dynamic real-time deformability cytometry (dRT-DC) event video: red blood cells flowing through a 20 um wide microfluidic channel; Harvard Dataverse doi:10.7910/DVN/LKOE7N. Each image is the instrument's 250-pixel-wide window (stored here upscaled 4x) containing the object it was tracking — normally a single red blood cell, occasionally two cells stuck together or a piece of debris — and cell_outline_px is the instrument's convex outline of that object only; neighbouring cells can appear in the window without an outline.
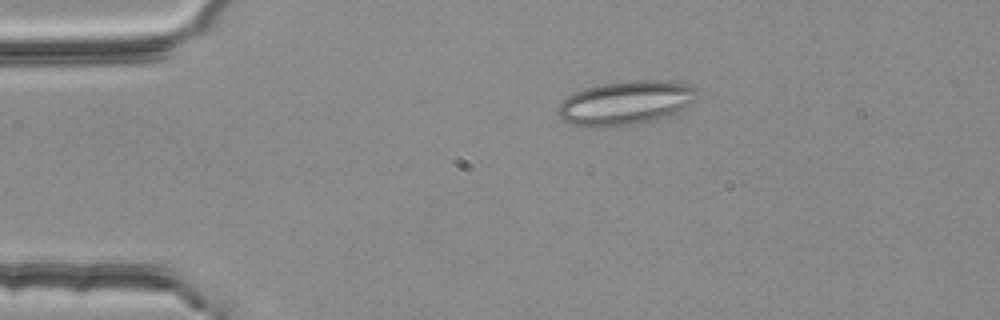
{"species": "common noctule bat (a hibernating species)", "species_latin": "Nyctalus noctula", "temperature_condition": "room temperature", "stored_images_in_passage": 44, "segment_of_instrument_passage": [1, 2], "camera_frame_rate_fps": 3000, "um_per_image_px": 0.085, "animal": {"sex": "female", "body_mass_g": 25.1}, "frame": {"image": 1, "passage_image": 1, "time_ms": 0.0, "image_size_px": [1000, 320], "cell_outline_px": [[700, 96], [696, 100], [668, 116], [632, 124], [596, 128], [584, 128], [572, 124], [564, 120], [556, 112], [560, 104], [568, 96], [584, 88], [600, 84], [632, 80], [668, 80], [684, 84], [696, 88], [700, 92]], "centroid_in_image_um": [53.18, 8.74], "position_along_channel_um": 31.8, "area_um2": 35.66}}